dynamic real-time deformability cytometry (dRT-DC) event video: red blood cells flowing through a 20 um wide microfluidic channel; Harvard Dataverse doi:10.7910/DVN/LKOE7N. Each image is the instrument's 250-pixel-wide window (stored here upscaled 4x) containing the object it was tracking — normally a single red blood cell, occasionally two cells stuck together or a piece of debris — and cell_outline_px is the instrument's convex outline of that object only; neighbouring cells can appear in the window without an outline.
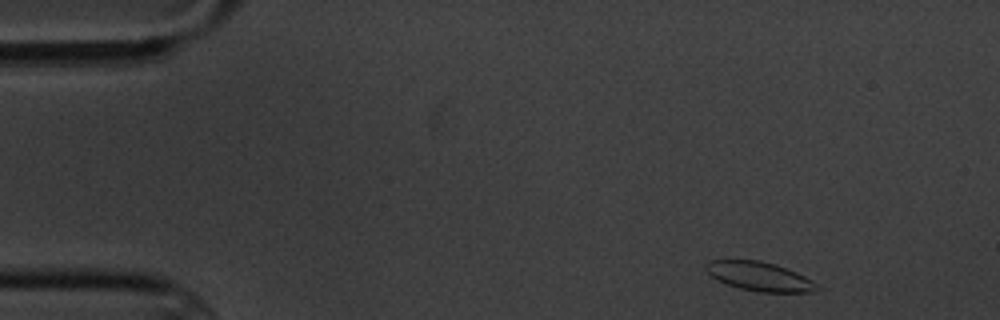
{"species": "common noctule bat (a hibernating species)", "species_latin": "Nyctalus noctula", "temperature_condition": "cold", "stored_images_in_passage": 4, "camera_frame_rate_fps": 3000, "um_per_image_px": 0.085, "animal": {"sex": "male", "body_mass_g": 20.1, "forearm_length_mm": 53.5}, "frame": {"image": 1, "passage_image": 1, "time_ms": 0.0, "image_size_px": [1000, 320], "cell_outline_px": [[820, 288], [812, 292], [760, 292], [740, 288], [716, 280], [704, 268], [704, 264], [708, 260], [760, 260], [776, 264], [796, 272], [812, 280]], "centroid_in_image_um": [64.53, 23.48], "position_along_channel_um": 20.5, "area_um2": 18.79}}